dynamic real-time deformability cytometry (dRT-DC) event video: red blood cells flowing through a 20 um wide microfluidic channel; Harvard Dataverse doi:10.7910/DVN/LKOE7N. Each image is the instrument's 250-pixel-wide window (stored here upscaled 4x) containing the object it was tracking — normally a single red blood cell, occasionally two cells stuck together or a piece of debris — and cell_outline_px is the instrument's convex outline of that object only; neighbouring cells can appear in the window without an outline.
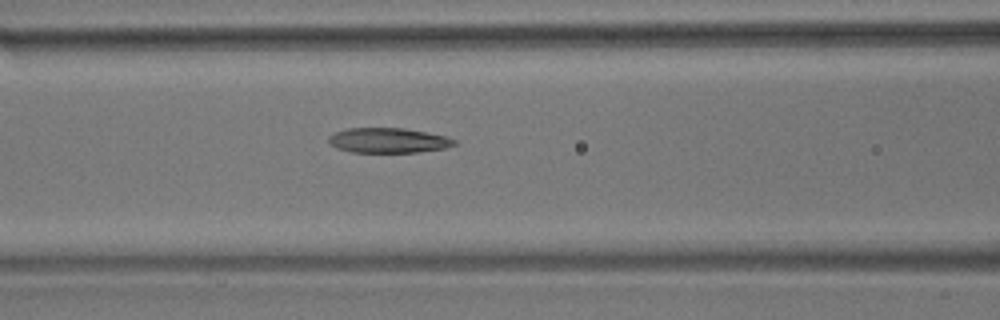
{"species": "common noctule bat (a hibernating species)", "species_latin": "Nyctalus noctula", "temperature_condition": "room temperature", "stored_images_in_passage": 5, "segment_of_instrument_passage": [2, 2], "camera_frame_rate_fps": 3000, "um_per_image_px": 0.085, "animal": {"sex": "male", "body_mass_g": 17.9}, "frame": {"image": 1, "passage_image": 5, "time_ms": 1.333, "image_size_px": [1000, 320], "cell_outline_px": [[456, 144], [448, 148], [416, 152], [352, 152], [336, 148], [328, 144], [328, 136], [336, 132], [348, 128], [404, 128], [444, 136], [456, 140]], "centroid_in_image_um": [32.97, 11.94], "position_along_channel_um": 133.6, "area_um2": 18.26}}